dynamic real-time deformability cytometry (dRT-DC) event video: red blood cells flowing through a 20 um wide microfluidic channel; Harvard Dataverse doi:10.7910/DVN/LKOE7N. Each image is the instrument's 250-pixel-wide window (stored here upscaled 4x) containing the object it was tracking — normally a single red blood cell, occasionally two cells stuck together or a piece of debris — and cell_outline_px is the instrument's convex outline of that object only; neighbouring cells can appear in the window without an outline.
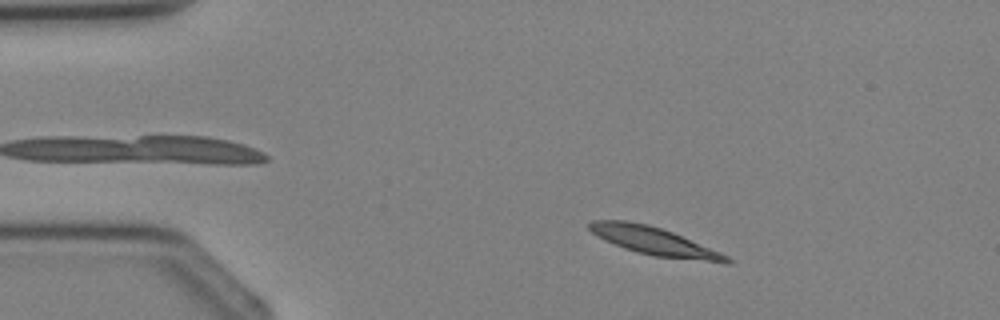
{"species": "Egyptian fruit bat (a non-hibernating species)", "species_latin": "Rousettus aegyptiacus", "temperature_condition": "cold", "stored_images_in_passage": 3, "camera_frame_rate_fps": 3000, "um_per_image_px": 0.085, "animal": {"sex": "female"}, "frame": {"image": 1, "passage_image": 2, "time_ms": 2.0, "image_size_px": [1000, 320], "cell_outline_px": [[732, 264], [724, 264], [652, 256], [636, 252], [624, 248], [604, 240], [592, 232], [588, 228], [588, 224], [592, 220], [624, 220], [648, 224], [672, 232], [720, 252], [728, 256], [732, 260]], "centroid_in_image_um": [55.65, 20.52], "position_along_channel_um": 29.4, "area_um2": 22.54}}